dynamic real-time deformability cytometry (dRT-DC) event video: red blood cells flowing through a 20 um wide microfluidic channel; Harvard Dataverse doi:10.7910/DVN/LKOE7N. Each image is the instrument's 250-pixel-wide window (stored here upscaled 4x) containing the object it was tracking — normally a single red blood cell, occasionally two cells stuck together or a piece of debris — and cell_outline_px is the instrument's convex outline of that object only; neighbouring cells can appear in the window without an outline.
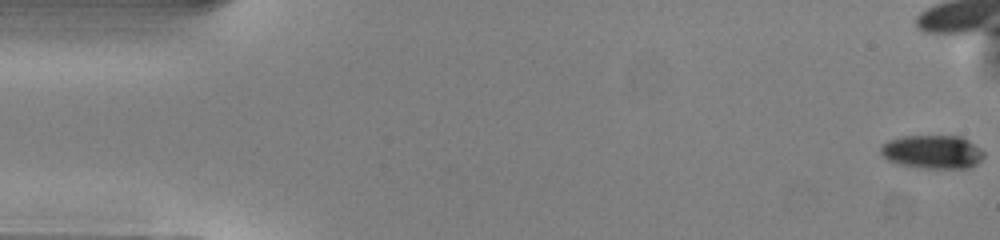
{"species": "common noctule bat (a hibernating species)", "species_latin": "Nyctalus noctula", "temperature_condition": "warm", "stored_images_in_passage": 39, "camera_frame_rate_fps": 3000, "um_per_image_px": 0.085, "animal": {"sex": "male", "body_mass_g": 13.0, "forearm_length_mm": 53.1}, "frame": {"image": 1, "passage_image": 1, "time_ms": 0.0, "image_size_px": [1000, 240], "cell_outline_px": [[984, 156], [976, 164], [968, 168], [924, 168], [896, 164], [888, 160], [880, 152], [880, 148], [888, 140], [900, 136], [960, 136], [968, 140], [980, 148], [984, 152]], "centroid_in_image_um": [79.25, 12.91], "position_along_channel_um": 5.8, "area_um2": 20.17}}
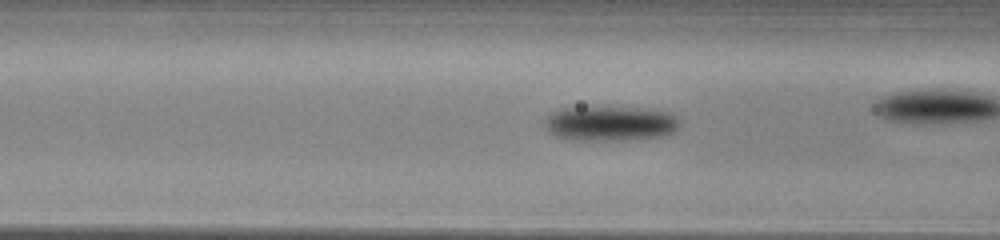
{"frame": {"image": 2, "passage_image": 20, "time_ms": 6.333, "image_size_px": [1000, 240], "cell_outline_px": [[680, 128], [664, 136], [628, 140], [572, 140], [556, 136], [544, 124], [548, 116], [552, 112], [564, 108], [636, 108], [672, 112], [680, 120]], "centroid_in_image_um": [51.95, 10.51], "position_along_channel_um": 114.7, "area_um2": 27.22}}
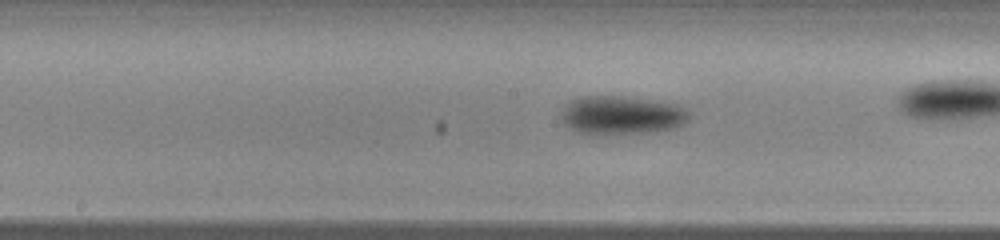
{"frame": {"image": 3, "passage_image": 26, "time_ms": 8.333, "image_size_px": [1000, 240], "cell_outline_px": [[688, 120], [672, 128], [644, 132], [576, 132], [564, 124], [560, 112], [572, 100], [584, 96], [612, 96], [648, 100], [672, 104], [684, 108], [688, 112]], "centroid_in_image_um": [52.79, 9.77], "position_along_channel_um": 195.4, "area_um2": 27.34}}